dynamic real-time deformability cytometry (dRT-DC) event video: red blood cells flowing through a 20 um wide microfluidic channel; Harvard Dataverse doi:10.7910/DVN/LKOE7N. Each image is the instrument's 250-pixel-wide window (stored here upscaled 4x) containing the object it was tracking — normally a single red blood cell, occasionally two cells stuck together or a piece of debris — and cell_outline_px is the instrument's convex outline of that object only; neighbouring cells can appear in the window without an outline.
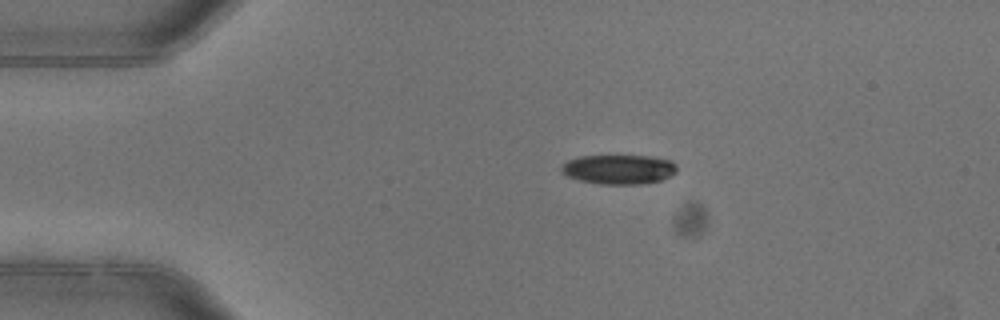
{"species": "common noctule bat (a hibernating species)", "species_latin": "Nyctalus noctula", "temperature_condition": "warm", "stored_images_in_passage": 2, "camera_frame_rate_fps": 3000, "um_per_image_px": 0.085, "animal": {"sex": "female"}, "frame": {"image": 1, "passage_image": 1, "time_ms": 0.0, "image_size_px": [1000, 320], "cell_outline_px": [[676, 172], [660, 180], [640, 184], [600, 184], [580, 180], [568, 176], [560, 172], [560, 168], [568, 160], [580, 156], [648, 156], [672, 160], [676, 164]], "centroid_in_image_um": [52.59, 14.39], "position_along_channel_um": 32.4, "area_um2": 19.71}}